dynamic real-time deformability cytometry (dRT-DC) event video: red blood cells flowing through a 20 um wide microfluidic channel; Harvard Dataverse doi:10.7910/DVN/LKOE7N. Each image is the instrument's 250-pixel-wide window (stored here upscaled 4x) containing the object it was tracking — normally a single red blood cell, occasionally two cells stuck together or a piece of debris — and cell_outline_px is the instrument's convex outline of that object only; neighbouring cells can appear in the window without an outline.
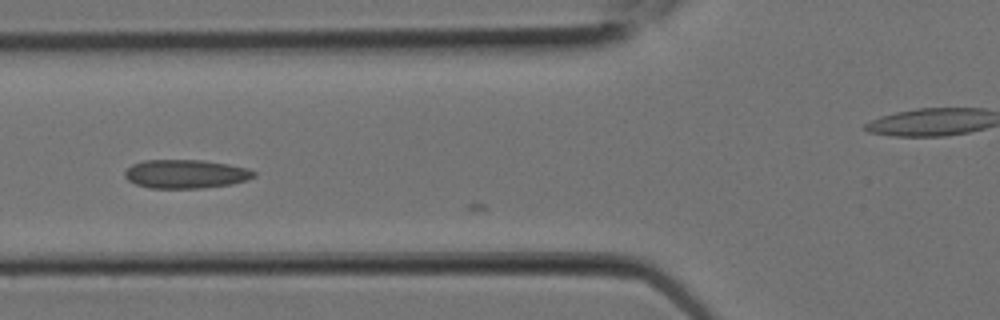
{"species": "Egyptian fruit bat (a non-hibernating species)", "species_latin": "Rousettus aegyptiacus", "temperature_condition": "room temperature", "stored_images_in_passage": 9, "segment_of_instrument_passage": [1, 2], "camera_frame_rate_fps": 3000, "um_per_image_px": 0.085, "animal": {"sex": "female"}, "frame": {"image": 1, "passage_image": 7, "time_ms": 2.0, "image_size_px": [1000, 320], "cell_outline_px": [[256, 176], [248, 180], [232, 184], [204, 188], [148, 188], [136, 184], [128, 180], [124, 176], [124, 172], [132, 164], [144, 160], [204, 160], [228, 164], [248, 168], [256, 172]], "centroid_in_image_um": [15.81, 14.79], "position_along_channel_um": 110.0, "area_um2": 21.79}}